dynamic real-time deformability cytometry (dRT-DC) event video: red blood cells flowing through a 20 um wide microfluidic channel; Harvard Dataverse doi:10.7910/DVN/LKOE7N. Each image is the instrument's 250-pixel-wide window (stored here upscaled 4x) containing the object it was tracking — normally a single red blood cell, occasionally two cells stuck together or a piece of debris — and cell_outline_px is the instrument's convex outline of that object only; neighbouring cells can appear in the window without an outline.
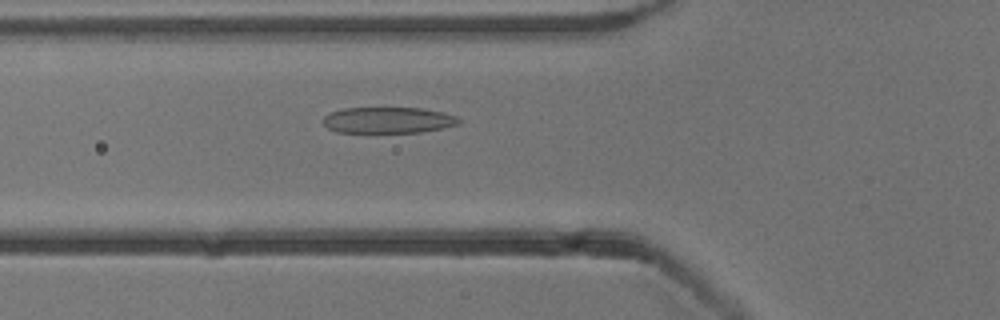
{"species": "common noctule bat (a hibernating species)", "species_latin": "Nyctalus noctula", "temperature_condition": "cold", "stored_images_in_passage": 50, "camera_frame_rate_fps": 3000, "um_per_image_px": 0.085, "animal": {"sex": "male", "body_mass_g": 13.3}, "frame": {"image": 1, "passage_image": 15, "time_ms": 4.667, "image_size_px": [1000, 320], "cell_outline_px": [[460, 124], [444, 128], [420, 132], [336, 132], [328, 128], [324, 124], [324, 116], [332, 112], [344, 108], [420, 108], [444, 112], [456, 116], [460, 120]], "centroid_in_image_um": [33.02, 10.21], "position_along_channel_um": 92.8, "area_um2": 20.58}}
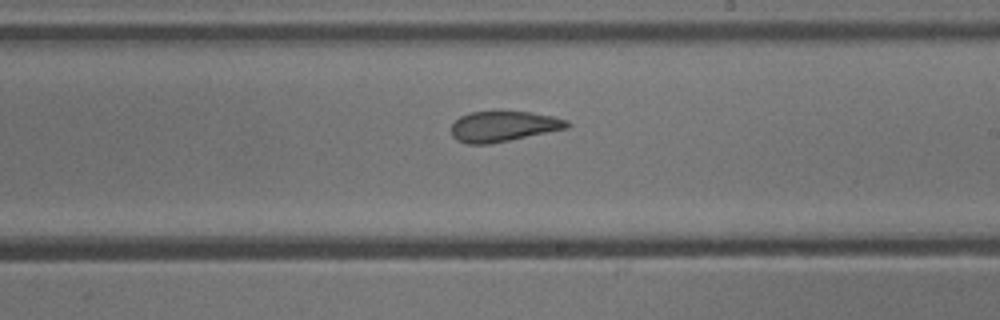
{"frame": {"image": 2, "passage_image": 27, "time_ms": 8.667, "image_size_px": [1000, 320], "cell_outline_px": [[572, 124], [568, 128], [488, 144], [468, 144], [456, 140], [452, 136], [452, 124], [460, 116], [472, 112], [528, 112], [552, 116], [568, 120]], "centroid_in_image_um": [42.79, 10.74], "position_along_channel_um": 246.2, "area_um2": 20.29}}
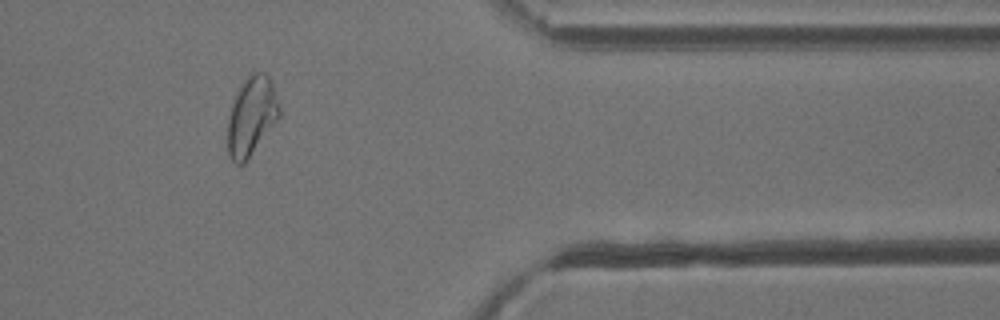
{"frame": {"image": 3, "passage_image": 40, "time_ms": 13.0, "image_size_px": [1000, 320], "cell_outline_px": [[280, 116], [244, 164], [236, 164], [228, 156], [228, 116], [232, 104], [240, 84], [252, 72], [264, 72], [272, 80], [280, 108]], "centroid_in_image_um": [21.38, 9.85], "position_along_channel_um": 390.0, "area_um2": 23.7}, "authors_computed_cell_mechanics": {"area_um2": 22.8021, "velocity_mm_per_s": 3.8187, "shape_relaxation_time_tau1_ms": 6.9977, "shape_relaxation_time_tau2_ms": 1.3988, "deformation_change_tau1": 0.1902, "deformation_change_tau2": 0.0884}}